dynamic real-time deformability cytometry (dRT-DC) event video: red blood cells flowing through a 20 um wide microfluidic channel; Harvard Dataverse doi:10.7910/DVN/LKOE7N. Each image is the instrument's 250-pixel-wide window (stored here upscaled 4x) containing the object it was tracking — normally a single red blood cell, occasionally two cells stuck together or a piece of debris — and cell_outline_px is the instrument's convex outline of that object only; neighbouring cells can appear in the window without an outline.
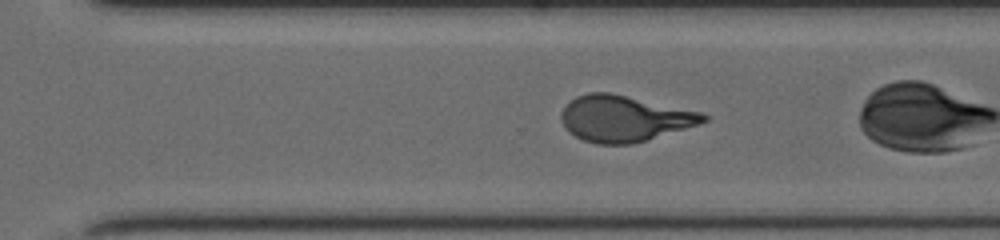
{"species": "human", "species_latin": "Homo sapiens", "temperature_condition": "cold", "stored_images_in_passage": 40, "camera_frame_rate_fps": 3000, "um_per_image_px": 0.085, "donor": {"sex": "female"}, "frame": {"image": 1, "passage_image": 35, "time_ms": 11.333, "image_size_px": [1000, 240], "cell_outline_px": [[708, 120], [700, 124], [632, 144], [596, 144], [584, 140], [568, 132], [560, 120], [560, 112], [576, 96], [588, 92], [612, 92], [704, 112], [708, 116]], "centroid_in_image_um": [53.07, 10.06], "position_along_channel_um": 317.5, "area_um2": 38.44}}